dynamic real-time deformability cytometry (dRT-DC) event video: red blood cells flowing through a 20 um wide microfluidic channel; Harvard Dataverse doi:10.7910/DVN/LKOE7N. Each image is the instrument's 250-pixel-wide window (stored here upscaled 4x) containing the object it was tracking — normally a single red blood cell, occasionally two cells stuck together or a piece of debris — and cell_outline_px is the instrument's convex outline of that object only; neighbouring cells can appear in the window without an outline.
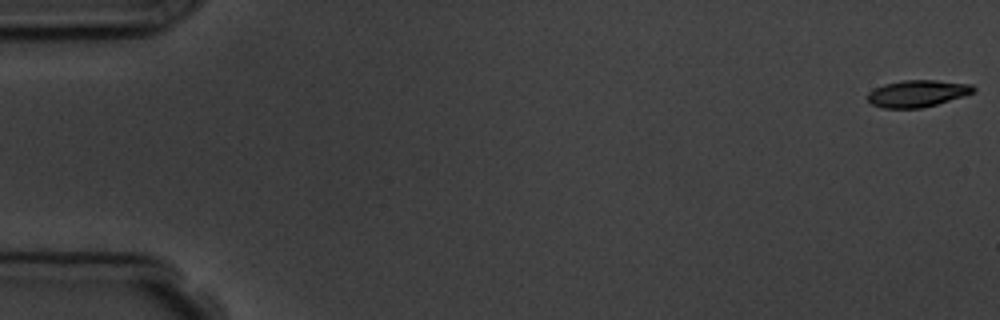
{"species": "common noctule bat (a hibernating species)", "species_latin": "Nyctalus noctula", "temperature_condition": "room temperature", "stored_images_in_passage": 6, "camera_frame_rate_fps": 3000, "um_per_image_px": 0.085, "animal": {"sex": "male", "body_mass_g": 19.5, "forearm_length_mm": 54.6}, "frame": {"image": 1, "passage_image": 1, "time_ms": 0.0, "image_size_px": [1000, 320], "cell_outline_px": [[976, 92], [964, 96], [936, 104], [920, 108], [884, 108], [872, 104], [868, 100], [868, 92], [884, 84], [904, 80], [936, 80], [972, 84], [976, 88]], "centroid_in_image_um": [78.02, 7.94], "position_along_channel_um": 7.0, "area_um2": 16.53}}
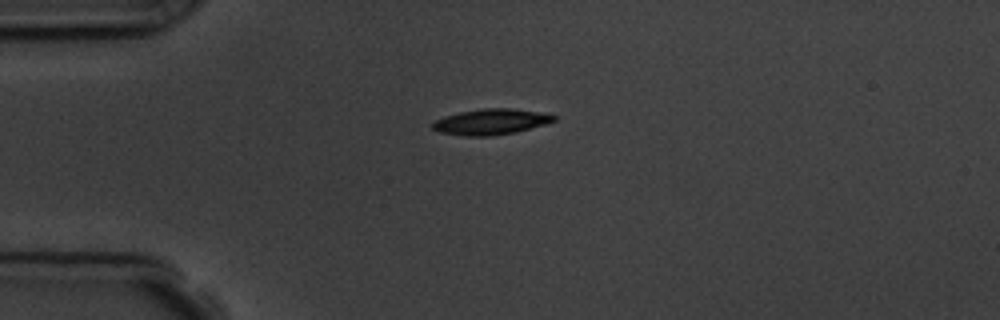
{"frame": {"image": 2, "passage_image": 5, "time_ms": 4.333, "image_size_px": [1000, 320], "cell_outline_px": [[556, 120], [544, 124], [516, 132], [488, 136], [464, 136], [440, 132], [432, 128], [432, 124], [436, 120], [444, 116], [460, 112], [484, 108], [508, 108], [536, 112], [556, 116]], "centroid_in_image_um": [41.69, 10.36], "position_along_channel_um": 43.3, "area_um2": 17.86}}